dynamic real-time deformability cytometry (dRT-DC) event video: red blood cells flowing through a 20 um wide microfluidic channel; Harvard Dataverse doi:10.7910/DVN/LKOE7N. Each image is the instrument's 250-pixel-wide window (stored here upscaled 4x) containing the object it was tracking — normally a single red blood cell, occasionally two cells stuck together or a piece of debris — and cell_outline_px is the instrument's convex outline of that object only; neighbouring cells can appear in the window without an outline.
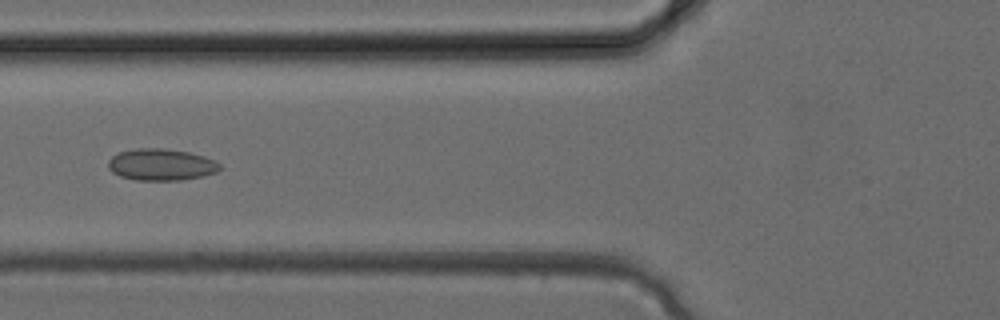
{"species": "common noctule bat (a hibernating species)", "species_latin": "Nyctalus noctula", "temperature_condition": "cold", "stored_images_in_passage": 28, "camera_frame_rate_fps": 3000, "um_per_image_px": 0.085, "animal": {"sex": "female", "body_mass_g": 24.6, "forearm_length_mm": 56.2}, "frame": {"image": 1, "passage_image": 8, "time_ms": 2.333, "image_size_px": [1000, 320], "cell_outline_px": [[220, 168], [216, 172], [204, 176], [180, 180], [136, 180], [120, 176], [112, 172], [108, 168], [108, 160], [112, 156], [120, 152], [136, 148], [164, 148], [188, 152], [204, 156], [216, 160], [220, 164]], "centroid_in_image_um": [13.7, 13.99], "position_along_channel_um": 112.1, "area_um2": 20.69}}
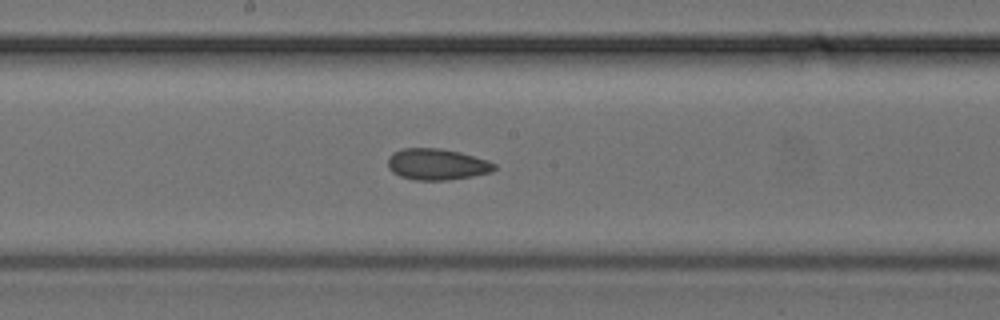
{"frame": {"image": 2, "passage_image": 13, "time_ms": 4.0, "image_size_px": [1000, 320], "cell_outline_px": [[496, 168], [492, 172], [472, 176], [444, 180], [416, 180], [400, 176], [392, 172], [388, 168], [388, 156], [392, 152], [400, 148], [440, 148], [460, 152], [488, 160], [496, 164]], "centroid_in_image_um": [37.12, 13.95], "position_along_channel_um": 211.1, "area_um2": 19.54}}
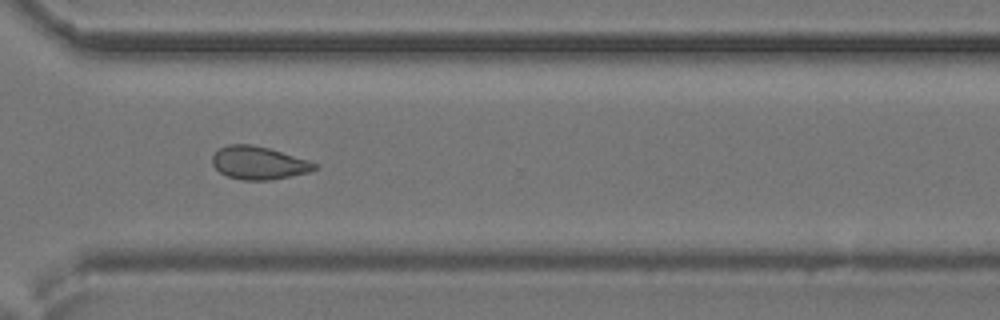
{"frame": {"image": 3, "passage_image": 20, "time_ms": 6.333, "image_size_px": [1000, 320], "cell_outline_px": [[316, 168], [308, 172], [272, 180], [240, 180], [228, 176], [220, 172], [212, 164], [212, 156], [220, 148], [228, 144], [252, 144], [268, 148], [308, 160], [316, 164]], "centroid_in_image_um": [21.95, 13.85], "position_along_channel_um": 348.6, "area_um2": 19.48}}